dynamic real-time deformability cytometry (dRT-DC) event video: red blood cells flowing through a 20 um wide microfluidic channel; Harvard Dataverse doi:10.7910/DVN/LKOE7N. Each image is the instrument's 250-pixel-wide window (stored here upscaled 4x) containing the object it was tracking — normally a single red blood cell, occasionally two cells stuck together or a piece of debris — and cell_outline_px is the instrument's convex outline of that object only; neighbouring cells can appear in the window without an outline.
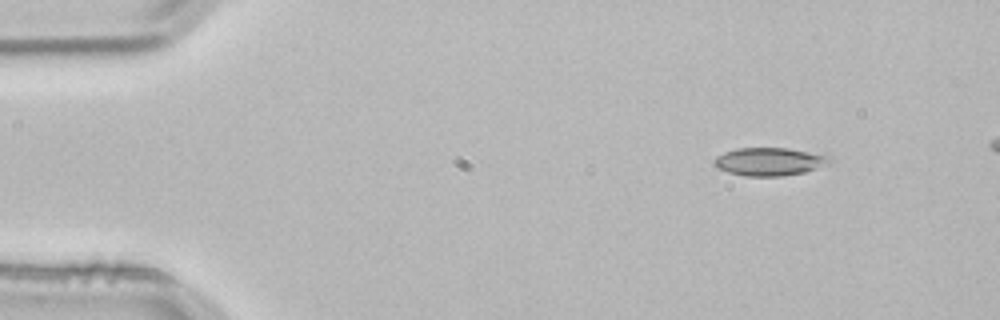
{"species": "common noctule bat (a hibernating species)", "species_latin": "Nyctalus noctula", "temperature_condition": "room temperature", "stored_images_in_passage": 3, "camera_frame_rate_fps": 3000, "um_per_image_px": 0.085, "animal": {"sex": "male", "body_mass_g": 21.5, "forearm_length_mm": 52.0}, "frame": {"image": 1, "passage_image": 1, "time_ms": 0.0, "image_size_px": [1000, 320], "cell_outline_px": [[832, 160], [816, 168], [804, 172], [780, 176], [744, 176], [728, 172], [716, 168], [712, 164], [712, 160], [716, 156], [724, 152], [736, 148], [788, 148], [832, 156]], "centroid_in_image_um": [65.33, 13.73], "position_along_channel_um": 19.7, "area_um2": 18.9}}